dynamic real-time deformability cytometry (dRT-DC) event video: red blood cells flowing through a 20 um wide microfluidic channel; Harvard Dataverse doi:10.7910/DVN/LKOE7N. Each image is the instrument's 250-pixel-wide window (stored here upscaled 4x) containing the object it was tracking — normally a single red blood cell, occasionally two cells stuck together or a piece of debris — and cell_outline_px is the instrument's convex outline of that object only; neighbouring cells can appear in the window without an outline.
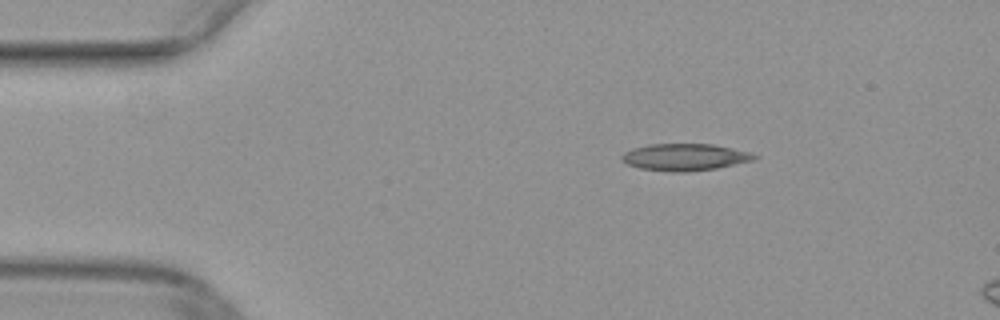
{"species": "common noctule bat (a hibernating species)", "species_latin": "Nyctalus noctula", "temperature_condition": "warm", "stored_images_in_passage": 13, "camera_frame_rate_fps": 3000, "um_per_image_px": 0.085, "animal": {"sex": "female", "body_mass_g": 29.2, "forearm_length_mm": 56.3}, "frame": {"image": 1, "passage_image": 8, "time_ms": 2.333, "image_size_px": [1000, 320], "cell_outline_px": [[760, 156], [752, 160], [716, 168], [684, 172], [672, 172], [640, 168], [628, 164], [620, 160], [620, 156], [624, 152], [632, 148], [648, 144], [712, 144], [732, 148], [748, 152]], "centroid_in_image_um": [58.16, 13.35], "position_along_channel_um": 26.8, "area_um2": 20.69}}